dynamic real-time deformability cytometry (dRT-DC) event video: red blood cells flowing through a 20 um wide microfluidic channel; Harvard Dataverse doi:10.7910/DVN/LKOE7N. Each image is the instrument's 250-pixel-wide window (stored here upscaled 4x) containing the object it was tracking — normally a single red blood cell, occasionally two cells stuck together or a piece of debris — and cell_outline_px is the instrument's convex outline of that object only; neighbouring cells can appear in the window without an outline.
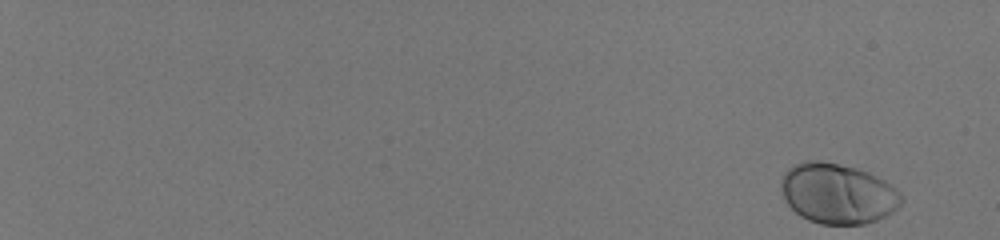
{"species": "human", "species_latin": "Homo sapiens", "temperature_condition": "room temperature", "stored_images_in_passage": 55, "camera_frame_rate_fps": 3000, "um_per_image_px": 0.085, "donor": {"sex": "male"}, "frame": {"image": 1, "passage_image": 1, "time_ms": 0.0, "image_size_px": [1000, 240], "cell_outline_px": [[904, 200], [892, 212], [876, 220], [864, 224], [820, 224], [808, 220], [800, 216], [788, 204], [780, 188], [780, 180], [784, 172], [788, 168], [804, 160], [820, 160], [856, 168], [868, 172], [892, 184], [904, 196]], "centroid_in_image_um": [71.2, 16.44], "position_along_channel_um": 13.8, "area_um2": 42.48}}
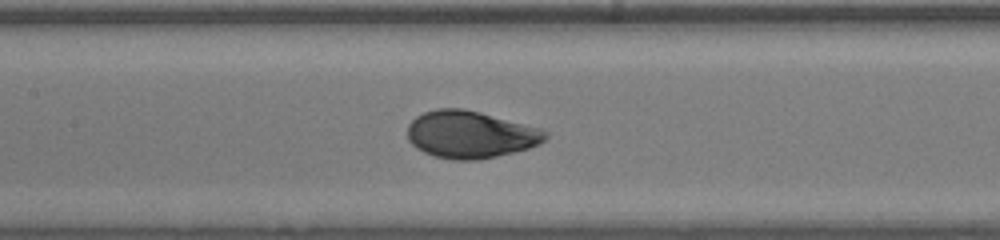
{"frame": {"image": 2, "passage_image": 32, "time_ms": 10.333, "image_size_px": [1000, 240], "cell_outline_px": [[548, 136], [540, 144], [528, 148], [496, 156], [476, 160], [456, 160], [432, 156], [416, 148], [408, 140], [408, 124], [416, 116], [424, 112], [436, 108], [464, 108], [480, 112], [540, 128], [548, 132]], "centroid_in_image_um": [39.96, 11.43], "position_along_channel_um": 167.4, "area_um2": 37.97}}
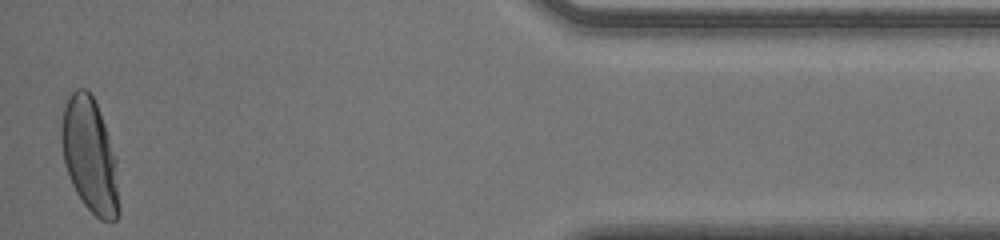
{"frame": {"image": 3, "passage_image": 55, "time_ms": 18.0, "image_size_px": [1000, 240], "cell_outline_px": [[120, 212], [116, 220], [100, 220], [84, 204], [76, 192], [68, 176], [64, 164], [60, 140], [60, 128], [64, 108], [68, 96], [76, 88], [84, 88], [92, 96], [96, 104], [104, 124], [116, 156], [120, 208]], "centroid_in_image_um": [7.63, 13.24], "position_along_channel_um": 427.6, "area_um2": 38.61}, "authors_computed_cell_mechanics": {"area_um2": 38.0324, "velocity_mm_per_s": 4.0136, "shape_relaxation_time_tau1_ms": 2.6043, "shape_relaxation_time_tau2_ms": null, "deformation_change_tau1": 0.1504, "deformation_change_tau2": null}}